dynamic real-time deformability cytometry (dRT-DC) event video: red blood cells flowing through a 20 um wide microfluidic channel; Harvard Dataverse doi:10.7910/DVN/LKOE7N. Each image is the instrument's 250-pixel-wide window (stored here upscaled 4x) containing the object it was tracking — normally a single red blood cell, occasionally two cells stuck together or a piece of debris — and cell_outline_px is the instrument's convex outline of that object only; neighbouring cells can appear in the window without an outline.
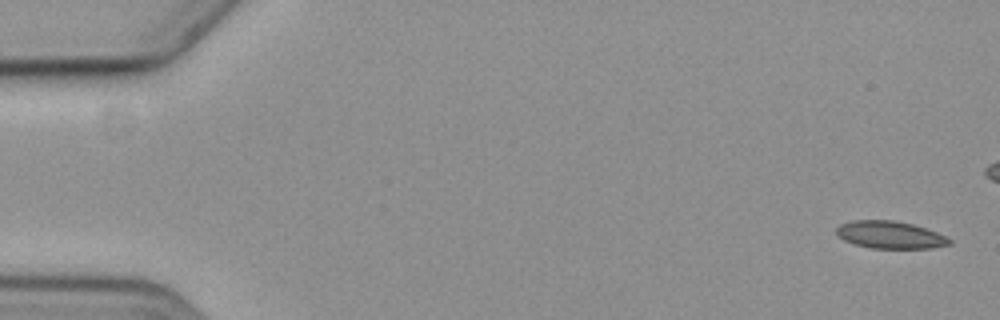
{"species": "common noctule bat (a hibernating species)", "species_latin": "Nyctalus noctula", "temperature_condition": "cold", "stored_images_in_passage": 10, "camera_frame_rate_fps": 3000, "um_per_image_px": 0.085, "animal": {"sex": "female", "body_mass_g": 19.3, "forearm_length_mm": 54.1}, "frame": {"image": 1, "passage_image": 1, "time_ms": 0.0, "image_size_px": [1000, 320], "cell_outline_px": [[952, 244], [932, 248], [868, 248], [844, 240], [836, 232], [836, 228], [840, 224], [852, 220], [892, 220], [912, 224], [936, 232], [952, 240]], "centroid_in_image_um": [75.65, 19.96], "position_along_channel_um": 9.3, "area_um2": 17.92}}
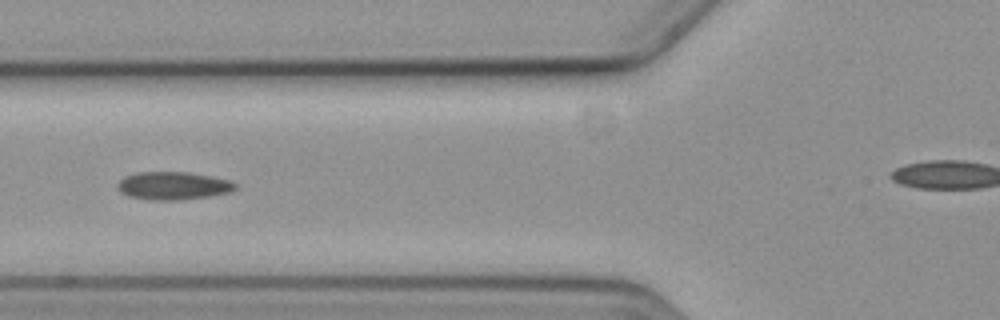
{"frame": {"image": 2, "passage_image": 7, "time_ms": 7.0, "image_size_px": [1000, 320], "cell_outline_px": [[236, 188], [232, 192], [208, 196], [180, 200], [148, 200], [128, 196], [120, 192], [116, 188], [116, 184], [124, 176], [136, 172], [188, 172], [212, 176], [228, 180], [236, 184]], "centroid_in_image_um": [14.67, 15.79], "position_along_channel_um": 111.1, "area_um2": 19.36}}
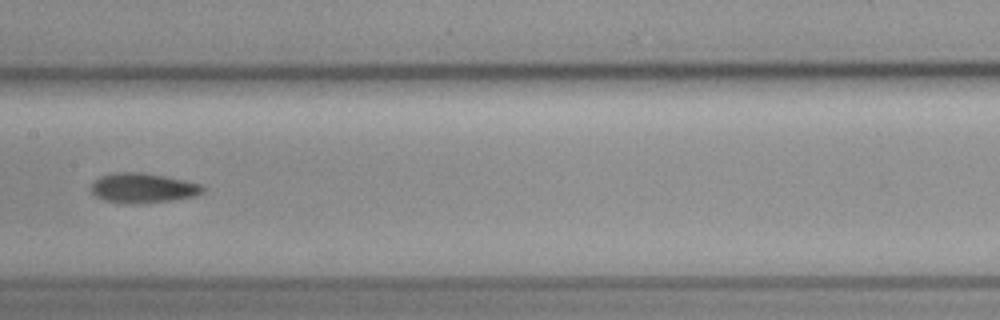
{"frame": {"image": 3, "passage_image": 9, "time_ms": 9.333, "image_size_px": [1000, 320], "cell_outline_px": [[204, 192], [196, 196], [172, 200], [136, 204], [128, 204], [104, 200], [96, 196], [92, 192], [92, 184], [100, 176], [112, 172], [140, 172], [164, 176], [184, 180], [200, 184], [204, 188]], "centroid_in_image_um": [12.15, 15.98], "position_along_channel_um": 195.3, "area_um2": 19.36}}